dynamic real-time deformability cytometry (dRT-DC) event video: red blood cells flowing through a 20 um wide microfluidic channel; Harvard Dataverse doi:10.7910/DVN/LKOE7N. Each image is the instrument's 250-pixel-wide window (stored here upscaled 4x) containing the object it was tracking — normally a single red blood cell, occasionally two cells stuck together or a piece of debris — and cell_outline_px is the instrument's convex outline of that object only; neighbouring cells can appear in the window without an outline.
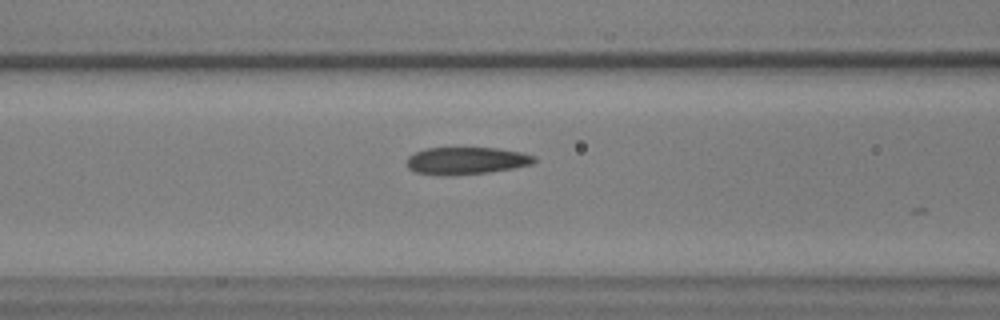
{"species": "common noctule bat (a hibernating species)", "species_latin": "Nyctalus noctula", "temperature_condition": "warm", "stored_images_in_passage": 13, "camera_frame_rate_fps": 3000, "um_per_image_px": 0.085, "animal": {"sex": "male", "body_mass_g": 17.9, "forearm_length_mm": 54.2}, "frame": {"image": 1, "passage_image": 6, "time_ms": 1.667, "image_size_px": [1000, 320], "cell_outline_px": [[536, 160], [532, 164], [512, 168], [488, 172], [444, 176], [416, 172], [408, 168], [408, 156], [424, 148], [496, 148], [520, 152], [536, 156]], "centroid_in_image_um": [39.63, 13.66], "position_along_channel_um": 127.0, "area_um2": 20.11}}
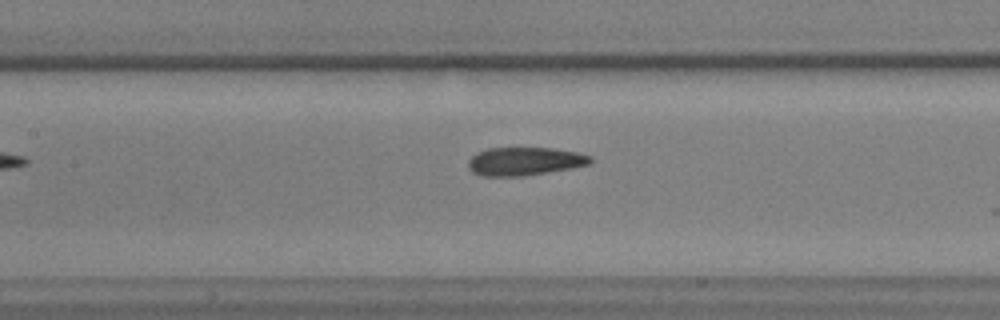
{"frame": {"image": 2, "passage_image": 9, "time_ms": 2.667, "image_size_px": [1000, 320], "cell_outline_px": [[592, 164], [572, 168], [524, 176], [480, 176], [472, 172], [468, 168], [468, 160], [476, 152], [488, 148], [552, 148], [576, 152], [592, 156]], "centroid_in_image_um": [44.59, 13.71], "position_along_channel_um": 162.8, "area_um2": 20.29}}
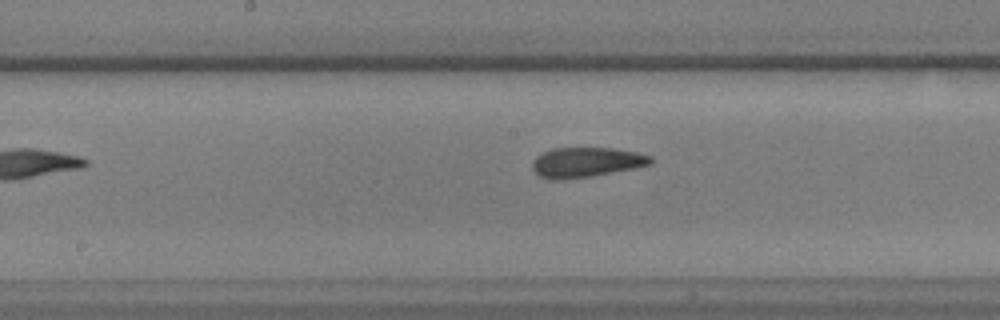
{"frame": {"image": 3, "passage_image": 12, "time_ms": 3.667, "image_size_px": [1000, 320], "cell_outline_px": [[652, 164], [636, 168], [592, 176], [560, 180], [552, 180], [540, 176], [532, 168], [532, 160], [536, 156], [552, 148], [612, 148], [636, 152], [652, 156]], "centroid_in_image_um": [49.83, 13.79], "position_along_channel_um": 198.4, "area_um2": 20.69}}